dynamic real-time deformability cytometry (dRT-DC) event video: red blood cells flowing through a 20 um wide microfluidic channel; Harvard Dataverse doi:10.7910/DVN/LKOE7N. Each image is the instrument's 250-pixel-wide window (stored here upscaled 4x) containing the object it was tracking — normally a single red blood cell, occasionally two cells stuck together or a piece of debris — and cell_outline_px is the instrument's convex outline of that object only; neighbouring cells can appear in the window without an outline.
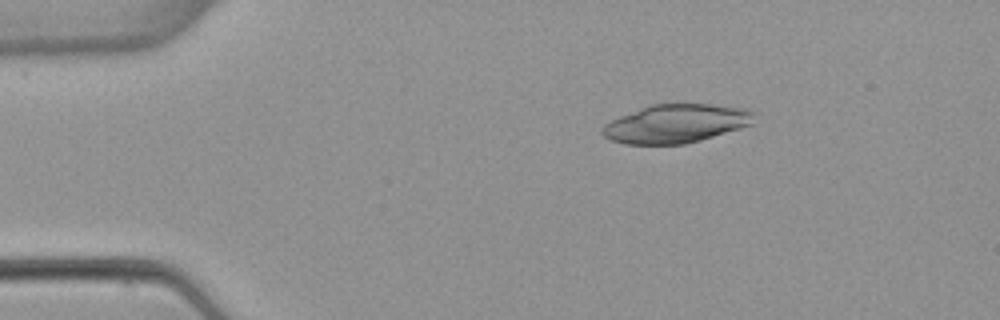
{"species": "common noctule bat (a hibernating species)", "species_latin": "Nyctalus noctula", "temperature_condition": "warm", "stored_images_in_passage": 5, "camera_frame_rate_fps": 3000, "um_per_image_px": 0.085, "animal": {"sex": "female", "body_mass_g": 22.7, "forearm_length_mm": 54.2}, "frame": {"image": 1, "passage_image": 3, "time_ms": 2.667, "image_size_px": [1000, 320], "cell_outline_px": [[756, 112], [752, 124], [740, 128], [700, 140], [684, 144], [624, 144], [612, 140], [604, 136], [600, 132], [600, 128], [604, 124], [620, 116], [640, 108], [652, 104], [712, 104], [748, 108]], "centroid_in_image_um": [57.47, 10.5], "position_along_channel_um": 27.5, "area_um2": 34.16}}